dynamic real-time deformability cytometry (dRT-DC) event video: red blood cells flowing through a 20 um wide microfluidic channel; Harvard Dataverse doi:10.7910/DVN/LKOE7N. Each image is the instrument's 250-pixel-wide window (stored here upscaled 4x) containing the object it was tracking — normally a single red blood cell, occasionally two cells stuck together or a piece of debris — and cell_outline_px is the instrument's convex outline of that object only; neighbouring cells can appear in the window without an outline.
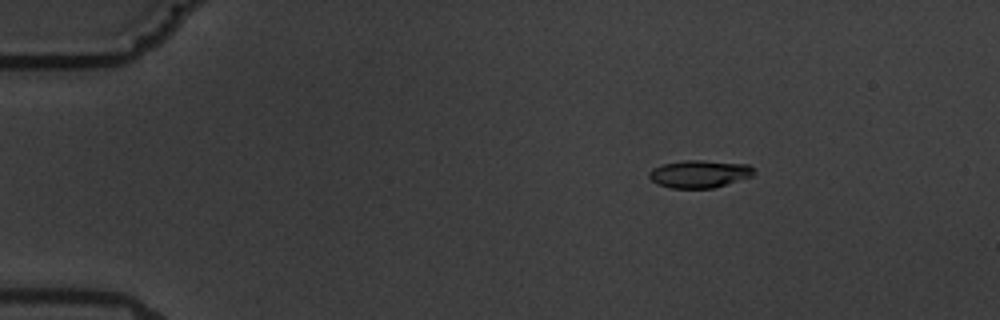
{"species": "common noctule bat (a hibernating species)", "species_latin": "Nyctalus noctula", "temperature_condition": "warm", "stored_images_in_passage": 10, "camera_frame_rate_fps": 3000, "um_per_image_px": 0.085, "animal": {"sex": "male", "body_mass_g": 19.5, "forearm_length_mm": 54.6}, "frame": {"image": 1, "passage_image": 2, "time_ms": 1.333, "image_size_px": [1000, 320], "cell_outline_px": [[756, 172], [752, 176], [712, 188], [668, 188], [656, 184], [648, 176], [648, 172], [652, 168], [664, 164], [684, 160], [700, 160], [748, 164]], "centroid_in_image_um": [59.41, 14.78], "position_along_channel_um": 25.6, "area_um2": 16.82}}
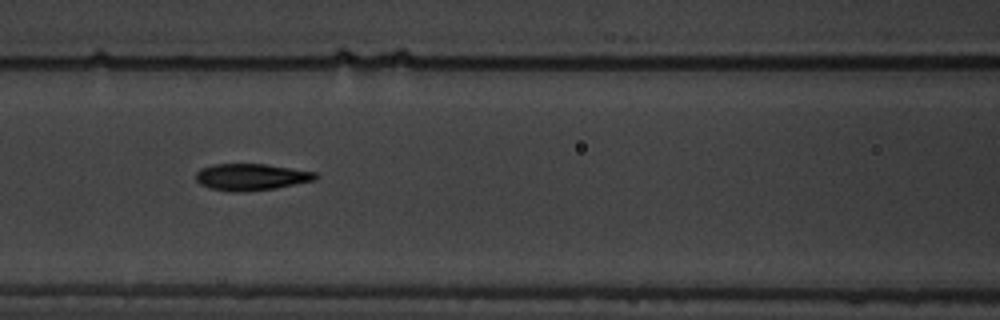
{"frame": {"image": 2, "passage_image": 7, "time_ms": 7.0, "image_size_px": [1000, 320], "cell_outline_px": [[320, 176], [316, 180], [276, 188], [240, 192], [208, 188], [200, 184], [196, 180], [196, 172], [200, 168], [212, 164], [264, 164], [316, 172]], "centroid_in_image_um": [21.35, 15.04], "position_along_channel_um": 145.3, "area_um2": 18.61}}
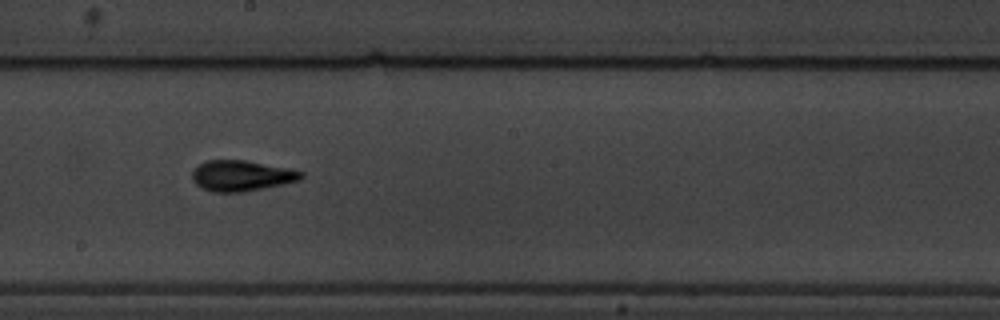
{"frame": {"image": 3, "passage_image": 9, "time_ms": 9.333, "image_size_px": [1000, 320], "cell_outline_px": [[304, 176], [300, 180], [284, 184], [244, 192], [212, 192], [200, 188], [192, 180], [192, 172], [200, 164], [208, 160], [244, 160], [292, 168], [304, 172]], "centroid_in_image_um": [20.56, 14.94], "position_along_channel_um": 227.6, "area_um2": 19.71}}